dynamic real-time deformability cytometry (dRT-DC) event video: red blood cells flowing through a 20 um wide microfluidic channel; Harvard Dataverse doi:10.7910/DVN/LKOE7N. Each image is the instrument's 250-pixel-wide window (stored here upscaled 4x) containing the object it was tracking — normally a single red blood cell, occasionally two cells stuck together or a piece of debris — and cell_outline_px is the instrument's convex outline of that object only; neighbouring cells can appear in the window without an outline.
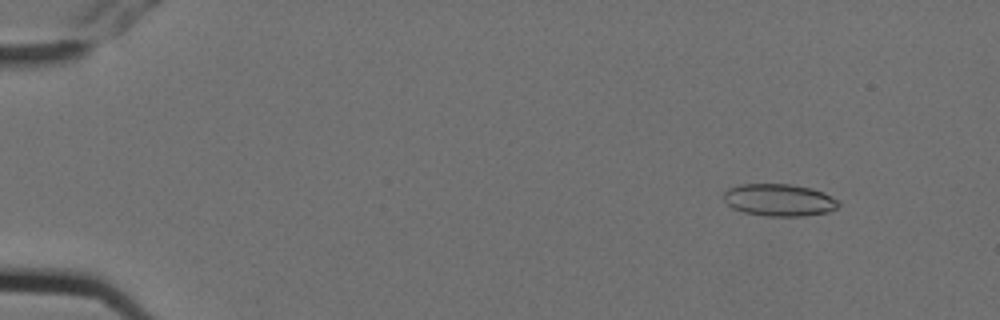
{"species": "Egyptian fruit bat (a non-hibernating species)", "species_latin": "Rousettus aegyptiacus", "temperature_condition": "cold", "stored_images_in_passage": 7, "camera_frame_rate_fps": 3000, "um_per_image_px": 0.085, "animal": {"sex": "female"}, "frame": {"image": 1, "passage_image": 1, "time_ms": 0.0, "image_size_px": [1000, 320], "cell_outline_px": [[840, 204], [836, 208], [828, 212], [804, 216], [764, 216], [744, 212], [732, 208], [724, 200], [724, 192], [728, 188], [740, 184], [788, 184], [812, 188], [824, 192], [836, 200]], "centroid_in_image_um": [66.21, 17.0], "position_along_channel_um": 18.8, "area_um2": 21.56}}
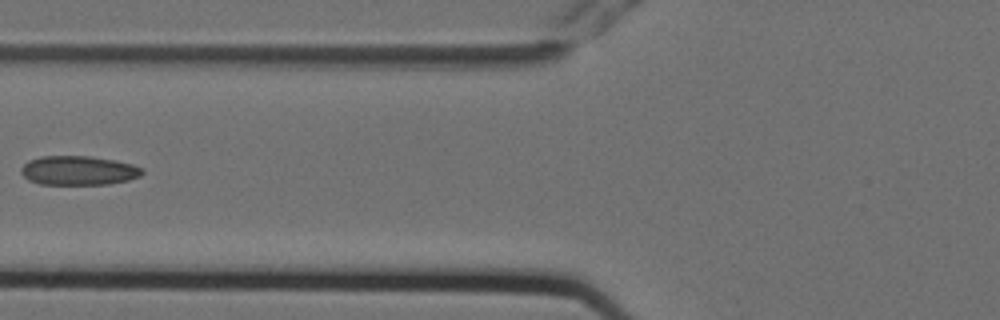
{"frame": {"image": 2, "passage_image": 6, "time_ms": 1.667, "image_size_px": [1000, 320], "cell_outline_px": [[144, 172], [140, 176], [128, 180], [108, 184], [40, 184], [28, 180], [20, 172], [20, 168], [28, 160], [40, 156], [88, 156], [116, 160], [132, 164], [144, 168]], "centroid_in_image_um": [6.67, 14.48], "position_along_channel_um": 119.1, "area_um2": 20.75}}
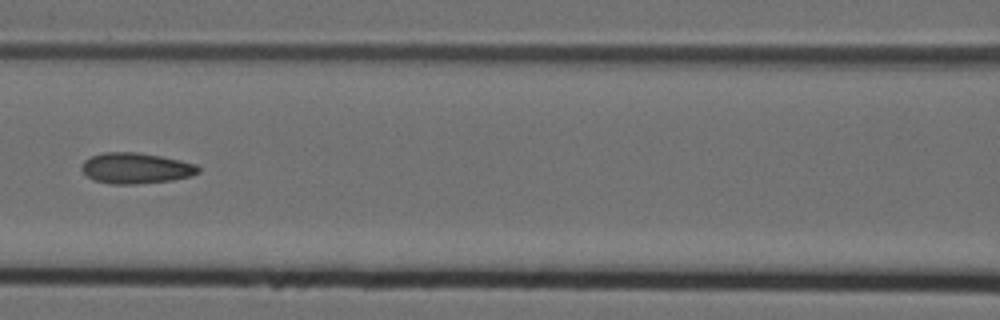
{"frame": {"image": 3, "passage_image": 7, "time_ms": 2.0, "image_size_px": [1000, 320], "cell_outline_px": [[200, 172], [188, 176], [172, 180], [136, 184], [112, 184], [92, 180], [80, 168], [84, 160], [92, 156], [104, 152], [136, 152], [160, 156], [180, 160], [196, 164], [200, 168]], "centroid_in_image_um": [11.53, 14.29], "position_along_channel_um": 155.1, "area_um2": 20.87}}